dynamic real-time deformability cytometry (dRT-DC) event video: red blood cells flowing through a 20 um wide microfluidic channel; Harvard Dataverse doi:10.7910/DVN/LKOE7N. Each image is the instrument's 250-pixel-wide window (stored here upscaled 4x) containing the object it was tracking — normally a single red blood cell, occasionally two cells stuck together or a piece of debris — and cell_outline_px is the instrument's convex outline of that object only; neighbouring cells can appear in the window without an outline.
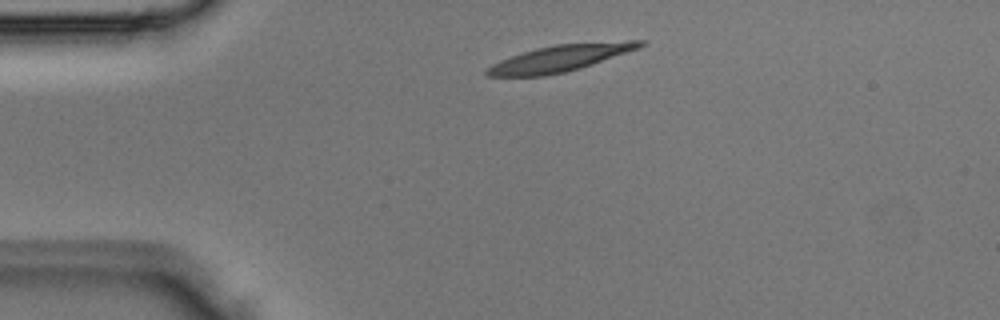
{"species": "Egyptian fruit bat (a non-hibernating species)", "species_latin": "Rousettus aegyptiacus", "temperature_condition": "room temperature", "stored_images_in_passage": 1, "camera_frame_rate_fps": 3000, "um_per_image_px": 0.085, "animal": {"sex": "male"}, "frame": {"image": 1, "passage_image": 1, "time_ms": 0.0, "image_size_px": [1000, 320], "cell_outline_px": [[648, 44], [640, 48], [580, 68], [564, 72], [544, 76], [488, 76], [484, 72], [492, 64], [500, 60], [536, 48], [556, 44], [628, 40], [648, 40]], "centroid_in_image_um": [47.69, 4.93], "position_along_channel_um": 37.3, "area_um2": 23.64}}